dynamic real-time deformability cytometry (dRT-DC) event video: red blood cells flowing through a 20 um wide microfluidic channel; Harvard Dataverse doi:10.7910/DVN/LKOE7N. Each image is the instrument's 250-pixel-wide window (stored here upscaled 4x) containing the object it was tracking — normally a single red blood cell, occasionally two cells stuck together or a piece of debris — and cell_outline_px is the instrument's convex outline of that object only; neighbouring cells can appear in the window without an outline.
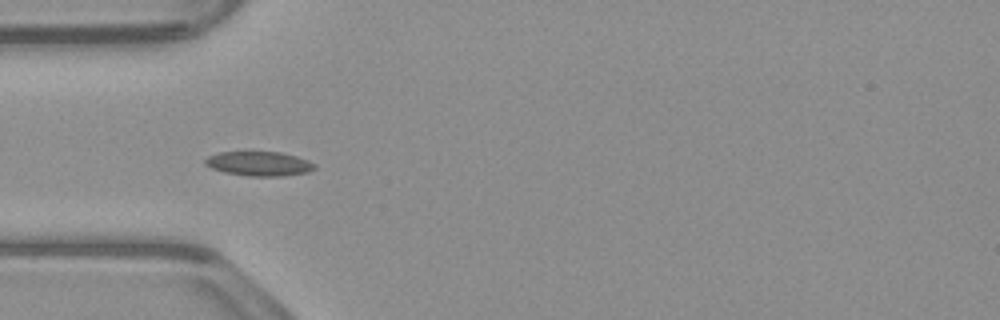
{"species": "common noctule bat (a hibernating species)", "species_latin": "Nyctalus noctula", "temperature_condition": "warm", "stored_images_in_passage": 24, "camera_frame_rate_fps": 3000, "um_per_image_px": 0.085, "animal": {"sex": "male", "body_mass_g": 23.1, "forearm_length_mm": 52.7}, "frame": {"image": 1, "passage_image": 4, "time_ms": 1.0, "image_size_px": [1000, 320], "cell_outline_px": [[316, 168], [308, 172], [280, 176], [248, 176], [224, 172], [212, 168], [204, 164], [204, 160], [208, 156], [220, 152], [280, 152], [296, 156], [308, 160], [316, 164]], "centroid_in_image_um": [22.03, 13.91], "position_along_channel_um": 63.0, "area_um2": 15.55}}
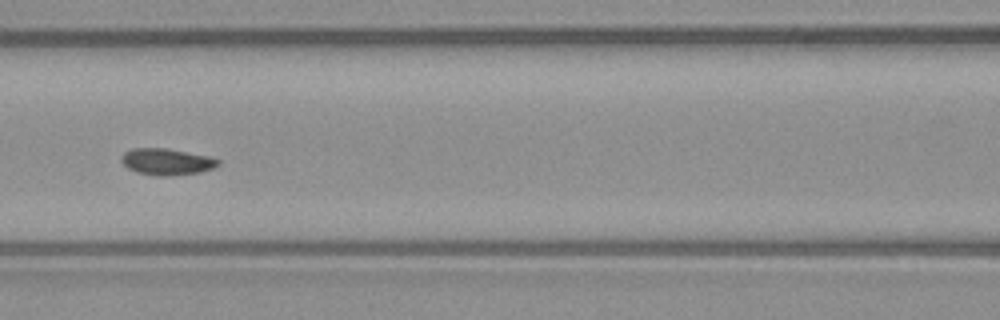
{"frame": {"image": 2, "passage_image": 11, "time_ms": 3.333, "image_size_px": [1000, 320], "cell_outline_px": [[220, 164], [212, 168], [200, 172], [168, 176], [156, 176], [136, 172], [128, 168], [120, 160], [120, 156], [124, 152], [132, 148], [168, 148], [208, 156], [220, 160]], "centroid_in_image_um": [14.14, 13.74], "position_along_channel_um": 152.5, "area_um2": 15.03}}